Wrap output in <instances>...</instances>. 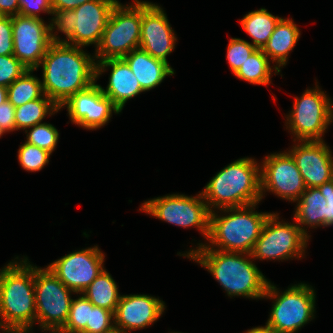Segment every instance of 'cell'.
I'll list each match as a JSON object with an SVG mask.
<instances>
[{"instance_id":"obj_7","label":"cell","mask_w":333,"mask_h":333,"mask_svg":"<svg viewBox=\"0 0 333 333\" xmlns=\"http://www.w3.org/2000/svg\"><path fill=\"white\" fill-rule=\"evenodd\" d=\"M142 2L134 0V5L117 3L113 8L94 58L96 62L123 58L139 48L141 36Z\"/></svg>"},{"instance_id":"obj_3","label":"cell","mask_w":333,"mask_h":333,"mask_svg":"<svg viewBox=\"0 0 333 333\" xmlns=\"http://www.w3.org/2000/svg\"><path fill=\"white\" fill-rule=\"evenodd\" d=\"M27 260L0 270V328L6 333H29L36 320L34 267Z\"/></svg>"},{"instance_id":"obj_40","label":"cell","mask_w":333,"mask_h":333,"mask_svg":"<svg viewBox=\"0 0 333 333\" xmlns=\"http://www.w3.org/2000/svg\"><path fill=\"white\" fill-rule=\"evenodd\" d=\"M20 12L19 0H0V15L15 16Z\"/></svg>"},{"instance_id":"obj_31","label":"cell","mask_w":333,"mask_h":333,"mask_svg":"<svg viewBox=\"0 0 333 333\" xmlns=\"http://www.w3.org/2000/svg\"><path fill=\"white\" fill-rule=\"evenodd\" d=\"M51 153L35 145L25 142L18 150L20 165L26 170L36 172L41 170L48 162Z\"/></svg>"},{"instance_id":"obj_22","label":"cell","mask_w":333,"mask_h":333,"mask_svg":"<svg viewBox=\"0 0 333 333\" xmlns=\"http://www.w3.org/2000/svg\"><path fill=\"white\" fill-rule=\"evenodd\" d=\"M299 38L300 31L293 20L281 18L276 24L274 32L261 49L269 60L277 63L273 68L275 74L280 73V67L286 65L289 52L292 51Z\"/></svg>"},{"instance_id":"obj_4","label":"cell","mask_w":333,"mask_h":333,"mask_svg":"<svg viewBox=\"0 0 333 333\" xmlns=\"http://www.w3.org/2000/svg\"><path fill=\"white\" fill-rule=\"evenodd\" d=\"M201 194L210 212L212 208H234L259 203L262 199L259 165L252 158L238 159L218 172Z\"/></svg>"},{"instance_id":"obj_2","label":"cell","mask_w":333,"mask_h":333,"mask_svg":"<svg viewBox=\"0 0 333 333\" xmlns=\"http://www.w3.org/2000/svg\"><path fill=\"white\" fill-rule=\"evenodd\" d=\"M198 245L196 250L192 249L180 256H187L205 267L228 296L264 298L270 281L264 277L255 263L244 257L250 254L216 250L214 246L202 243Z\"/></svg>"},{"instance_id":"obj_5","label":"cell","mask_w":333,"mask_h":333,"mask_svg":"<svg viewBox=\"0 0 333 333\" xmlns=\"http://www.w3.org/2000/svg\"><path fill=\"white\" fill-rule=\"evenodd\" d=\"M258 203L243 207L224 208L220 211L226 216L210 212L209 236L210 245L227 252L251 254L258 240L266 219L271 213L254 211Z\"/></svg>"},{"instance_id":"obj_26","label":"cell","mask_w":333,"mask_h":333,"mask_svg":"<svg viewBox=\"0 0 333 333\" xmlns=\"http://www.w3.org/2000/svg\"><path fill=\"white\" fill-rule=\"evenodd\" d=\"M60 108L45 94L36 100L29 101L21 106L15 107L16 130L30 128L41 123L44 117Z\"/></svg>"},{"instance_id":"obj_34","label":"cell","mask_w":333,"mask_h":333,"mask_svg":"<svg viewBox=\"0 0 333 333\" xmlns=\"http://www.w3.org/2000/svg\"><path fill=\"white\" fill-rule=\"evenodd\" d=\"M112 319H114V312L93 306L90 309V324H86V328L81 333H105L115 326Z\"/></svg>"},{"instance_id":"obj_17","label":"cell","mask_w":333,"mask_h":333,"mask_svg":"<svg viewBox=\"0 0 333 333\" xmlns=\"http://www.w3.org/2000/svg\"><path fill=\"white\" fill-rule=\"evenodd\" d=\"M166 13L157 4L142 1L141 36L139 48L157 59L167 61L176 43Z\"/></svg>"},{"instance_id":"obj_13","label":"cell","mask_w":333,"mask_h":333,"mask_svg":"<svg viewBox=\"0 0 333 333\" xmlns=\"http://www.w3.org/2000/svg\"><path fill=\"white\" fill-rule=\"evenodd\" d=\"M50 27L42 18L12 16L13 55L28 70L39 67L53 42Z\"/></svg>"},{"instance_id":"obj_23","label":"cell","mask_w":333,"mask_h":333,"mask_svg":"<svg viewBox=\"0 0 333 333\" xmlns=\"http://www.w3.org/2000/svg\"><path fill=\"white\" fill-rule=\"evenodd\" d=\"M294 220L302 228V231L308 236L307 231L301 225L310 227L326 226V206L327 201L321 194L319 188L309 187L301 194L297 200Z\"/></svg>"},{"instance_id":"obj_12","label":"cell","mask_w":333,"mask_h":333,"mask_svg":"<svg viewBox=\"0 0 333 333\" xmlns=\"http://www.w3.org/2000/svg\"><path fill=\"white\" fill-rule=\"evenodd\" d=\"M140 211L181 227H197L208 239L210 211L202 194L196 197L181 194L166 195L145 201Z\"/></svg>"},{"instance_id":"obj_21","label":"cell","mask_w":333,"mask_h":333,"mask_svg":"<svg viewBox=\"0 0 333 333\" xmlns=\"http://www.w3.org/2000/svg\"><path fill=\"white\" fill-rule=\"evenodd\" d=\"M123 59L129 65L144 91L155 88L166 76L174 74V70L168 62L154 58L141 48L132 50Z\"/></svg>"},{"instance_id":"obj_16","label":"cell","mask_w":333,"mask_h":333,"mask_svg":"<svg viewBox=\"0 0 333 333\" xmlns=\"http://www.w3.org/2000/svg\"><path fill=\"white\" fill-rule=\"evenodd\" d=\"M67 106L71 121L85 129L104 126L114 113H120L110 98L103 94L101 85L94 82L88 88L72 95L62 107Z\"/></svg>"},{"instance_id":"obj_6","label":"cell","mask_w":333,"mask_h":333,"mask_svg":"<svg viewBox=\"0 0 333 333\" xmlns=\"http://www.w3.org/2000/svg\"><path fill=\"white\" fill-rule=\"evenodd\" d=\"M118 2L117 0H92L72 10L53 12L55 17L50 23L52 40L77 47L95 44L97 48L110 14ZM55 28L64 33L67 40H61L57 34H53Z\"/></svg>"},{"instance_id":"obj_41","label":"cell","mask_w":333,"mask_h":333,"mask_svg":"<svg viewBox=\"0 0 333 333\" xmlns=\"http://www.w3.org/2000/svg\"><path fill=\"white\" fill-rule=\"evenodd\" d=\"M245 333H276L267 323L263 327H254Z\"/></svg>"},{"instance_id":"obj_28","label":"cell","mask_w":333,"mask_h":333,"mask_svg":"<svg viewBox=\"0 0 333 333\" xmlns=\"http://www.w3.org/2000/svg\"><path fill=\"white\" fill-rule=\"evenodd\" d=\"M271 73L269 58L261 49H256L234 75L251 84L268 85Z\"/></svg>"},{"instance_id":"obj_20","label":"cell","mask_w":333,"mask_h":333,"mask_svg":"<svg viewBox=\"0 0 333 333\" xmlns=\"http://www.w3.org/2000/svg\"><path fill=\"white\" fill-rule=\"evenodd\" d=\"M106 67L111 68L109 83L106 90L102 87L101 90L121 112L128 99L145 91L123 58H110L97 62L96 80L106 71L104 70Z\"/></svg>"},{"instance_id":"obj_27","label":"cell","mask_w":333,"mask_h":333,"mask_svg":"<svg viewBox=\"0 0 333 333\" xmlns=\"http://www.w3.org/2000/svg\"><path fill=\"white\" fill-rule=\"evenodd\" d=\"M34 70H26L7 87V100L14 106H21L44 95L42 82L31 75Z\"/></svg>"},{"instance_id":"obj_10","label":"cell","mask_w":333,"mask_h":333,"mask_svg":"<svg viewBox=\"0 0 333 333\" xmlns=\"http://www.w3.org/2000/svg\"><path fill=\"white\" fill-rule=\"evenodd\" d=\"M330 100L318 85L315 89H307L301 98H295L286 124H289L287 128L295 134L297 141H323L325 130L333 122Z\"/></svg>"},{"instance_id":"obj_11","label":"cell","mask_w":333,"mask_h":333,"mask_svg":"<svg viewBox=\"0 0 333 333\" xmlns=\"http://www.w3.org/2000/svg\"><path fill=\"white\" fill-rule=\"evenodd\" d=\"M278 214L271 213L266 219L251 254L252 259L301 258L308 236L297 224L281 223Z\"/></svg>"},{"instance_id":"obj_25","label":"cell","mask_w":333,"mask_h":333,"mask_svg":"<svg viewBox=\"0 0 333 333\" xmlns=\"http://www.w3.org/2000/svg\"><path fill=\"white\" fill-rule=\"evenodd\" d=\"M281 18L274 16L265 8L251 11L244 16L241 22L243 29L252 37V45L256 49H262Z\"/></svg>"},{"instance_id":"obj_15","label":"cell","mask_w":333,"mask_h":333,"mask_svg":"<svg viewBox=\"0 0 333 333\" xmlns=\"http://www.w3.org/2000/svg\"><path fill=\"white\" fill-rule=\"evenodd\" d=\"M260 168L261 194L271 191L283 199L297 201L306 190L302 175L289 152L265 157Z\"/></svg>"},{"instance_id":"obj_24","label":"cell","mask_w":333,"mask_h":333,"mask_svg":"<svg viewBox=\"0 0 333 333\" xmlns=\"http://www.w3.org/2000/svg\"><path fill=\"white\" fill-rule=\"evenodd\" d=\"M94 306L115 312L120 294L112 276L104 269L81 293Z\"/></svg>"},{"instance_id":"obj_30","label":"cell","mask_w":333,"mask_h":333,"mask_svg":"<svg viewBox=\"0 0 333 333\" xmlns=\"http://www.w3.org/2000/svg\"><path fill=\"white\" fill-rule=\"evenodd\" d=\"M30 128L29 133L25 130L26 142L52 153L59 139L57 129L50 123H39Z\"/></svg>"},{"instance_id":"obj_8","label":"cell","mask_w":333,"mask_h":333,"mask_svg":"<svg viewBox=\"0 0 333 333\" xmlns=\"http://www.w3.org/2000/svg\"><path fill=\"white\" fill-rule=\"evenodd\" d=\"M314 289L305 283L292 285L283 293L268 283L263 297L275 300L267 324L276 333H295L314 318Z\"/></svg>"},{"instance_id":"obj_1","label":"cell","mask_w":333,"mask_h":333,"mask_svg":"<svg viewBox=\"0 0 333 333\" xmlns=\"http://www.w3.org/2000/svg\"><path fill=\"white\" fill-rule=\"evenodd\" d=\"M39 66L42 88L59 108L72 95L96 82V62L81 47L53 41Z\"/></svg>"},{"instance_id":"obj_33","label":"cell","mask_w":333,"mask_h":333,"mask_svg":"<svg viewBox=\"0 0 333 333\" xmlns=\"http://www.w3.org/2000/svg\"><path fill=\"white\" fill-rule=\"evenodd\" d=\"M27 68L12 54L0 55V85L8 87L18 79Z\"/></svg>"},{"instance_id":"obj_18","label":"cell","mask_w":333,"mask_h":333,"mask_svg":"<svg viewBox=\"0 0 333 333\" xmlns=\"http://www.w3.org/2000/svg\"><path fill=\"white\" fill-rule=\"evenodd\" d=\"M289 153L296 162L306 188H318L333 180V157L324 141H300Z\"/></svg>"},{"instance_id":"obj_35","label":"cell","mask_w":333,"mask_h":333,"mask_svg":"<svg viewBox=\"0 0 333 333\" xmlns=\"http://www.w3.org/2000/svg\"><path fill=\"white\" fill-rule=\"evenodd\" d=\"M13 54L12 16H0V55Z\"/></svg>"},{"instance_id":"obj_9","label":"cell","mask_w":333,"mask_h":333,"mask_svg":"<svg viewBox=\"0 0 333 333\" xmlns=\"http://www.w3.org/2000/svg\"><path fill=\"white\" fill-rule=\"evenodd\" d=\"M36 320L40 327L58 333L67 322L72 303L71 291L48 267H34Z\"/></svg>"},{"instance_id":"obj_19","label":"cell","mask_w":333,"mask_h":333,"mask_svg":"<svg viewBox=\"0 0 333 333\" xmlns=\"http://www.w3.org/2000/svg\"><path fill=\"white\" fill-rule=\"evenodd\" d=\"M165 303L145 294L121 295L114 312L115 327L125 331L150 326L162 315Z\"/></svg>"},{"instance_id":"obj_42","label":"cell","mask_w":333,"mask_h":333,"mask_svg":"<svg viewBox=\"0 0 333 333\" xmlns=\"http://www.w3.org/2000/svg\"><path fill=\"white\" fill-rule=\"evenodd\" d=\"M7 101V87L0 85V104Z\"/></svg>"},{"instance_id":"obj_36","label":"cell","mask_w":333,"mask_h":333,"mask_svg":"<svg viewBox=\"0 0 333 333\" xmlns=\"http://www.w3.org/2000/svg\"><path fill=\"white\" fill-rule=\"evenodd\" d=\"M20 12L19 15L40 18L38 13L47 12L52 14L51 0H19Z\"/></svg>"},{"instance_id":"obj_43","label":"cell","mask_w":333,"mask_h":333,"mask_svg":"<svg viewBox=\"0 0 333 333\" xmlns=\"http://www.w3.org/2000/svg\"><path fill=\"white\" fill-rule=\"evenodd\" d=\"M105 333H128L127 331L121 329V328H118V327H113L111 328L110 330L106 331Z\"/></svg>"},{"instance_id":"obj_37","label":"cell","mask_w":333,"mask_h":333,"mask_svg":"<svg viewBox=\"0 0 333 333\" xmlns=\"http://www.w3.org/2000/svg\"><path fill=\"white\" fill-rule=\"evenodd\" d=\"M15 107L7 100L0 104V127L4 132L16 130Z\"/></svg>"},{"instance_id":"obj_38","label":"cell","mask_w":333,"mask_h":333,"mask_svg":"<svg viewBox=\"0 0 333 333\" xmlns=\"http://www.w3.org/2000/svg\"><path fill=\"white\" fill-rule=\"evenodd\" d=\"M327 201L326 226L333 225V180L318 187Z\"/></svg>"},{"instance_id":"obj_14","label":"cell","mask_w":333,"mask_h":333,"mask_svg":"<svg viewBox=\"0 0 333 333\" xmlns=\"http://www.w3.org/2000/svg\"><path fill=\"white\" fill-rule=\"evenodd\" d=\"M104 254L98 246L67 254L47 267L74 293H82L104 270Z\"/></svg>"},{"instance_id":"obj_32","label":"cell","mask_w":333,"mask_h":333,"mask_svg":"<svg viewBox=\"0 0 333 333\" xmlns=\"http://www.w3.org/2000/svg\"><path fill=\"white\" fill-rule=\"evenodd\" d=\"M255 50L256 48L250 42L240 38L230 39L226 58L234 74Z\"/></svg>"},{"instance_id":"obj_44","label":"cell","mask_w":333,"mask_h":333,"mask_svg":"<svg viewBox=\"0 0 333 333\" xmlns=\"http://www.w3.org/2000/svg\"><path fill=\"white\" fill-rule=\"evenodd\" d=\"M3 133H5V132L0 127V137L2 136Z\"/></svg>"},{"instance_id":"obj_29","label":"cell","mask_w":333,"mask_h":333,"mask_svg":"<svg viewBox=\"0 0 333 333\" xmlns=\"http://www.w3.org/2000/svg\"><path fill=\"white\" fill-rule=\"evenodd\" d=\"M93 306L83 294L77 299H72L67 322L58 333H81L86 324H90V309Z\"/></svg>"},{"instance_id":"obj_39","label":"cell","mask_w":333,"mask_h":333,"mask_svg":"<svg viewBox=\"0 0 333 333\" xmlns=\"http://www.w3.org/2000/svg\"><path fill=\"white\" fill-rule=\"evenodd\" d=\"M90 1L92 0H51V6L53 12L60 10H72L77 8L79 5Z\"/></svg>"}]
</instances>
